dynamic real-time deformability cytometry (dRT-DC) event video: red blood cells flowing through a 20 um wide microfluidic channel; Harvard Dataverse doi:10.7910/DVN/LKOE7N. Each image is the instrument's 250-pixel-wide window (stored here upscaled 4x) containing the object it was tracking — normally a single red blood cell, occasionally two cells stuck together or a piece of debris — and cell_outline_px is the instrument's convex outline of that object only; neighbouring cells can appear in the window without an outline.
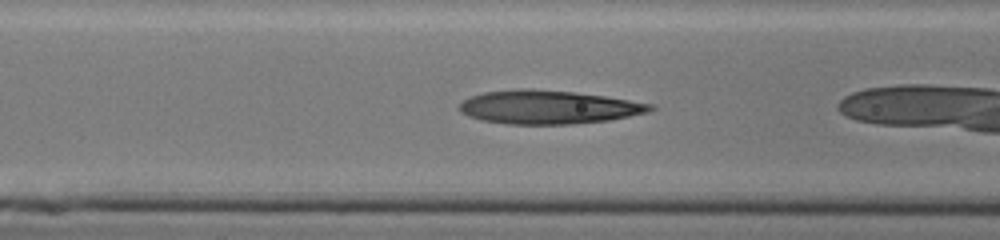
{"species": "human", "species_latin": "Homo sapiens", "temperature_condition": "cold", "stored_images_in_passage": 21, "camera_frame_rate_fps": 3000, "um_per_image_px": 0.085, "donor": {"sex": "male"}, "frame": {"image": 1, "passage_image": 3, "time_ms": 0.667, "image_size_px": [1000, 240], "cell_outline_px": [[656, 108], [648, 112], [608, 120], [572, 124], [508, 124], [480, 120], [468, 116], [460, 112], [460, 104], [464, 100], [472, 96], [484, 92], [520, 88], [532, 88], [572, 92], [604, 96], [656, 104]], "centroid_in_image_um": [46.62, 9.1], "position_along_channel_um": 120.0, "area_um2": 37.34}}
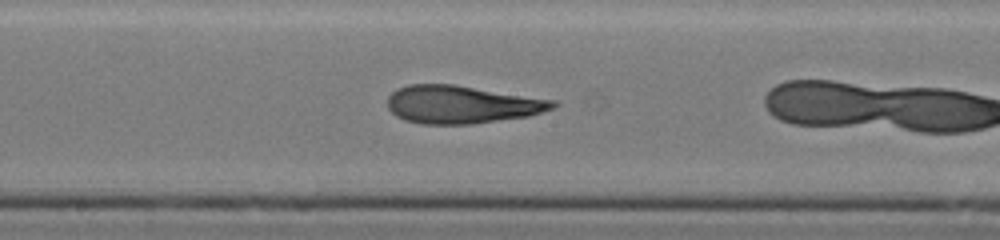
{"frame": {"image": 2, "passage_image": 10, "time_ms": 3.0, "image_size_px": [1000, 240], "cell_outline_px": [[560, 104], [552, 108], [528, 116], [472, 124], [420, 124], [404, 120], [396, 116], [388, 108], [388, 96], [396, 88], [408, 84], [452, 84], [556, 100]], "centroid_in_image_um": [39.21, 8.88], "position_along_channel_um": 209.0, "area_um2": 36.53}}
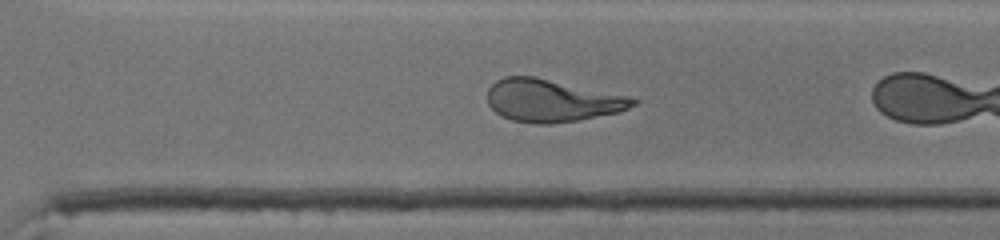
{"frame": {"image": 3, "passage_image": 19, "time_ms": 6.0, "image_size_px": [1000, 240], "cell_outline_px": [[640, 100], [636, 104], [620, 112], [576, 120], [552, 124], [536, 124], [512, 120], [496, 112], [488, 104], [488, 88], [496, 80], [504, 76], [536, 76], [628, 96]], "centroid_in_image_um": [46.9, 8.54], "position_along_channel_um": 323.7, "area_um2": 36.01}}